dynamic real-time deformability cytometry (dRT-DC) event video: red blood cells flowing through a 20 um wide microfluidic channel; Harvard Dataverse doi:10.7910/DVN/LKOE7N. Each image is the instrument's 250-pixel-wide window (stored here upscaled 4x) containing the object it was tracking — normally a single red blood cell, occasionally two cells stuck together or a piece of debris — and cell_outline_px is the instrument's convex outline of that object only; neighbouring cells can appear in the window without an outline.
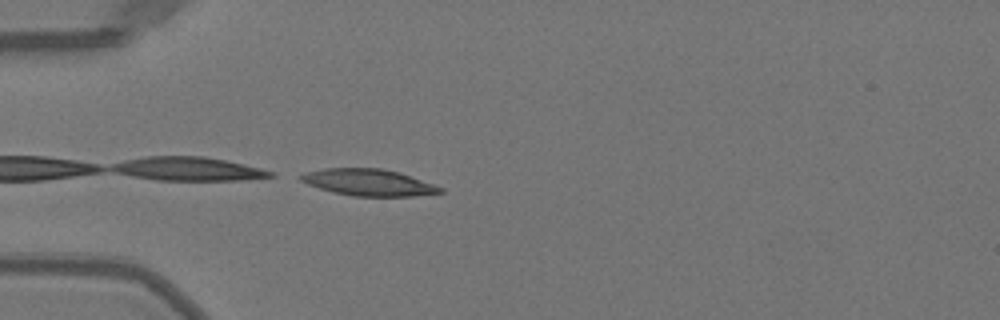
{"species": "Egyptian fruit bat (a non-hibernating species)", "species_latin": "Rousettus aegyptiacus", "temperature_condition": "warm", "stored_images_in_passage": 15, "camera_frame_rate_fps": 3000, "um_per_image_px": 0.085, "animal": {"sex": "female"}, "frame": {"image": 1, "passage_image": 15, "time_ms": 4.667, "image_size_px": [1000, 320], "cell_outline_px": [[444, 192], [412, 196], [352, 196], [332, 192], [308, 184], [300, 180], [300, 176], [308, 172], [324, 168], [380, 168], [400, 172], [444, 188]], "centroid_in_image_um": [31.36, 15.51], "position_along_channel_um": 53.6, "area_um2": 21.5}}